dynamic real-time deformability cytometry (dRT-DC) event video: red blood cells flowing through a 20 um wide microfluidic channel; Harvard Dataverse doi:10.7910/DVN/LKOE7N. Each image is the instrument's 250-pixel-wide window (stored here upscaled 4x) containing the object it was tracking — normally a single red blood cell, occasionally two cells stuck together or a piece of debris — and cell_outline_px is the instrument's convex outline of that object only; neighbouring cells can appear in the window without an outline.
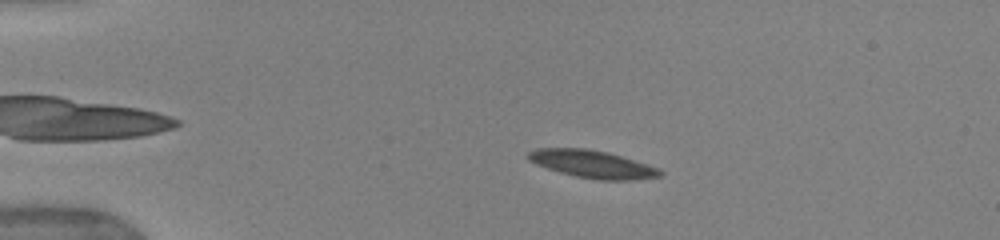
{"species": "human", "species_latin": "Homo sapiens", "temperature_condition": "warm", "stored_images_in_passage": 52, "camera_frame_rate_fps": 3000, "um_per_image_px": 0.085, "donor": {"sex": "female"}, "frame": {"image": 1, "passage_image": 11, "time_ms": 3.333, "image_size_px": [1000, 240], "cell_outline_px": [[664, 172], [660, 176], [628, 180], [600, 180], [576, 176], [560, 172], [536, 164], [528, 160], [524, 156], [528, 152], [536, 148], [588, 148], [608, 152], [648, 164], [660, 168]], "centroid_in_image_um": [50.33, 13.93], "position_along_channel_um": 34.7, "area_um2": 21.27}}
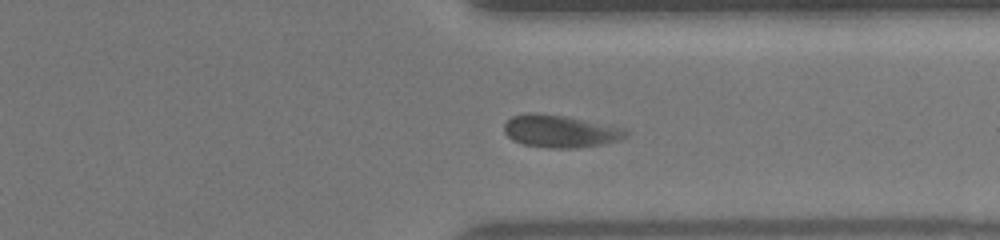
{"frame": {"image": 2, "passage_image": 41, "time_ms": 13.333, "image_size_px": [1000, 240], "cell_outline_px": [[628, 136], [620, 140], [604, 144], [576, 148], [548, 148], [524, 144], [512, 140], [504, 132], [504, 124], [512, 116], [528, 112], [532, 112], [564, 116], [624, 128], [628, 132]], "centroid_in_image_um": [47.61, 11.16], "position_along_channel_um": 363.8, "area_um2": 23.0}}
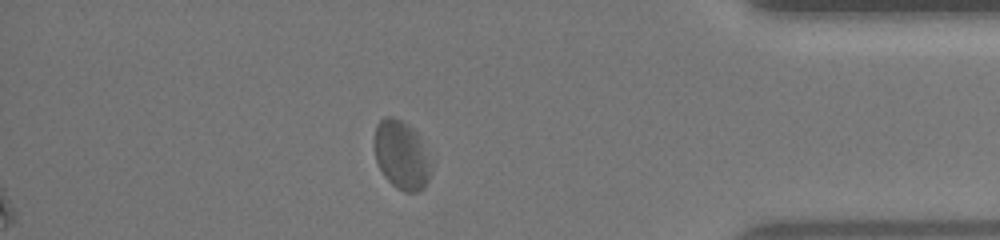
{"frame": {"image": 3, "passage_image": 46, "time_ms": 15.0, "image_size_px": [1000, 240], "cell_outline_px": [[428, 180], [424, 188], [416, 192], [404, 192], [396, 188], [384, 176], [376, 160], [372, 144], [376, 124], [384, 116], [392, 116], [408, 124], [420, 136], [428, 164]], "centroid_in_image_um": [34.04, 13.15], "position_along_channel_um": 401.2, "area_um2": 22.48}, "authors_computed_cell_mechanics": {"area_um2": 21.4438, "velocity_mm_per_s": 3.8582, "shape_relaxation_time_tau1_ms": 2.585, "shape_relaxation_time_tau2_ms": 1.1238, "deformation_change_tau1": 0.1141, "deformation_change_tau2": 0.0568}}